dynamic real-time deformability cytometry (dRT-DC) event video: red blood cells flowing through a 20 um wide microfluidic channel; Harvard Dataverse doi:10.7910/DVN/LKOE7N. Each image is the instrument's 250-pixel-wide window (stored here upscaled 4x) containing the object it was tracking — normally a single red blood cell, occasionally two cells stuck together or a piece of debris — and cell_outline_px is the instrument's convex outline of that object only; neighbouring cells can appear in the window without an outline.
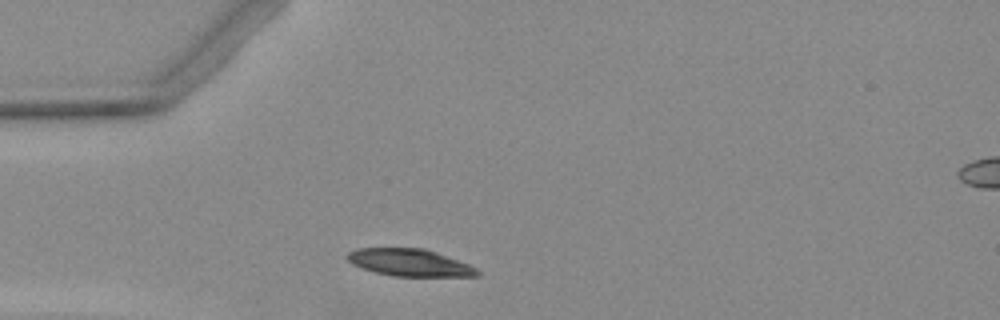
{"species": "Egyptian fruit bat (a non-hibernating species)", "species_latin": "Rousettus aegyptiacus", "temperature_condition": "warm", "stored_images_in_passage": 2, "camera_frame_rate_fps": 3000, "um_per_image_px": 0.085, "animal": {"sex": "female"}, "frame": {"image": 1, "passage_image": 1, "time_ms": 0.0, "image_size_px": [1000, 320], "cell_outline_px": [[480, 276], [392, 276], [376, 272], [352, 264], [344, 256], [348, 252], [356, 248], [424, 248], [436, 252], [468, 264], [476, 268], [480, 272]], "centroid_in_image_um": [34.8, 22.31], "position_along_channel_um": 50.2, "area_um2": 20.52}}